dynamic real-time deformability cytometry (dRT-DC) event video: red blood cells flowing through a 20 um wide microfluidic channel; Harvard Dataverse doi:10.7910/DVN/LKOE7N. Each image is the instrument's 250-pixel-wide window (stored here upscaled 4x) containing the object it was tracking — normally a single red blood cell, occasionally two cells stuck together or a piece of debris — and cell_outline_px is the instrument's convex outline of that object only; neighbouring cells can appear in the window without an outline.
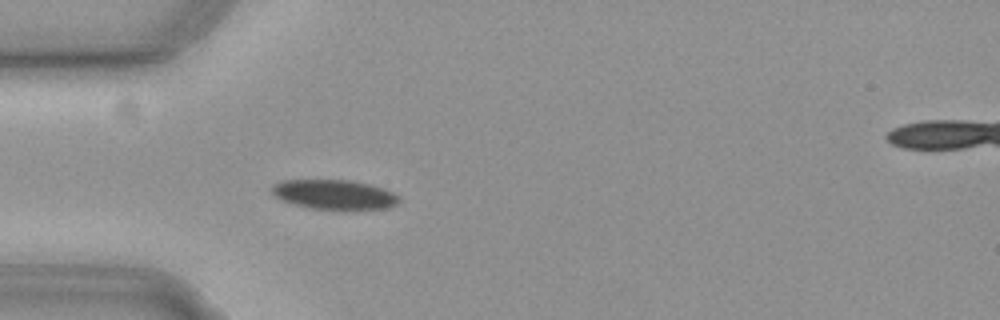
{"species": "common noctule bat (a hibernating species)", "species_latin": "Nyctalus noctula", "temperature_condition": "cold", "stored_images_in_passage": 40, "camera_frame_rate_fps": 3000, "um_per_image_px": 0.085, "animal": {"sex": "female", "body_mass_g": 19.3, "forearm_length_mm": 54.1}, "frame": {"image": 1, "passage_image": 1, "time_ms": 0.0, "image_size_px": [1000, 320], "cell_outline_px": [[400, 200], [396, 204], [388, 208], [352, 212], [344, 212], [308, 208], [292, 204], [280, 200], [272, 196], [272, 184], [280, 180], [348, 180], [372, 184], [384, 188], [400, 196]], "centroid_in_image_um": [28.43, 16.58], "position_along_channel_um": 56.6, "area_um2": 23.18}}
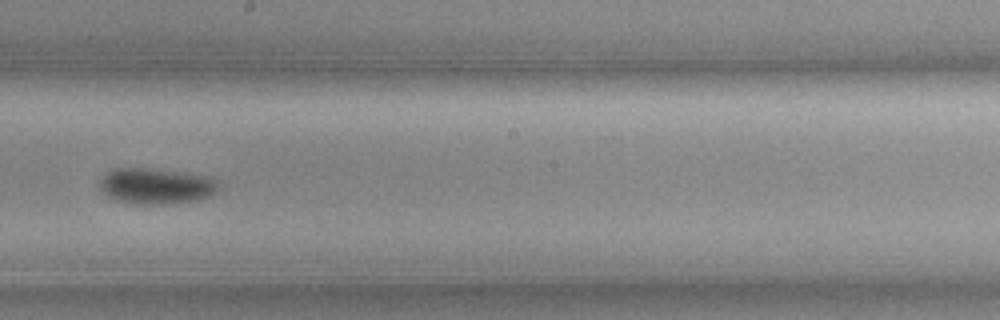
{"frame": {"image": 2, "passage_image": 16, "time_ms": 5.0, "image_size_px": [1000, 320], "cell_outline_px": [[220, 188], [216, 192], [200, 200], [176, 204], [128, 204], [112, 200], [100, 188], [100, 180], [108, 172], [116, 168], [144, 168], [212, 176], [216, 180]], "centroid_in_image_um": [13.29, 15.84], "position_along_channel_um": 234.9, "area_um2": 25.14}}
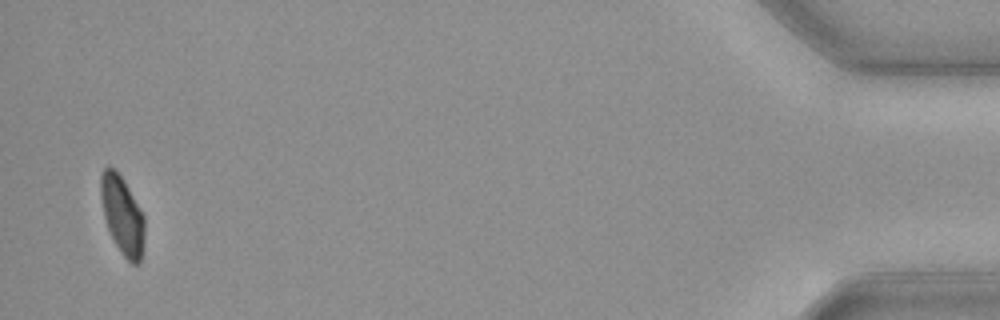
{"frame": {"image": 3, "passage_image": 39, "time_ms": 12.667, "image_size_px": [1000, 320], "cell_outline_px": [[144, 252], [140, 264], [132, 264], [120, 252], [108, 228], [104, 216], [100, 196], [100, 176], [104, 168], [112, 168], [120, 176], [128, 188], [140, 208], [144, 216]], "centroid_in_image_um": [10.41, 18.35], "position_along_channel_um": 424.8, "area_um2": 19.83}}